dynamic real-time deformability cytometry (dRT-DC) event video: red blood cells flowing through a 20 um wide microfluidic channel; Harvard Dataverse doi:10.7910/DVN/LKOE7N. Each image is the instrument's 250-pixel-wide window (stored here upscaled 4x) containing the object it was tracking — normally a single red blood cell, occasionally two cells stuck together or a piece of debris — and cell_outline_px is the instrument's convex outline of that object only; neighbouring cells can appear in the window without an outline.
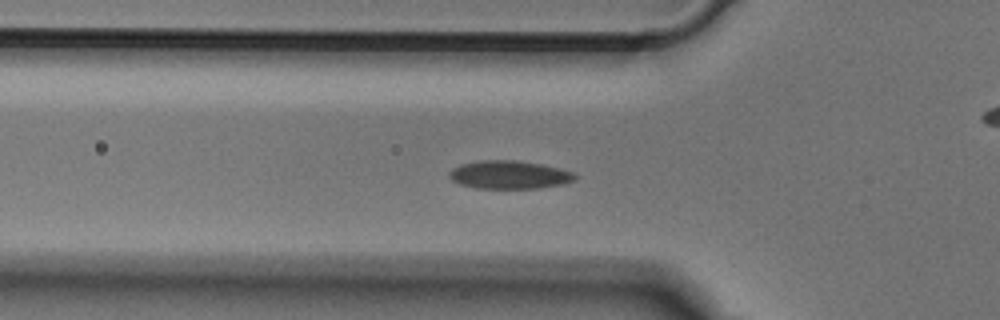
{"species": "Egyptian fruit bat (a non-hibernating species)", "species_latin": "Rousettus aegyptiacus", "temperature_condition": "cold", "stored_images_in_passage": 25, "camera_frame_rate_fps": 3000, "um_per_image_px": 0.085, "animal": {"sex": "male"}, "frame": {"image": 1, "passage_image": 5, "time_ms": 1.333, "image_size_px": [1000, 320], "cell_outline_px": [[576, 180], [564, 184], [540, 188], [476, 188], [460, 184], [452, 180], [448, 176], [448, 172], [452, 168], [460, 164], [480, 160], [516, 160], [540, 164], [560, 168], [572, 172], [576, 176]], "centroid_in_image_um": [43.27, 14.85], "position_along_channel_um": 82.5, "area_um2": 20.75}}
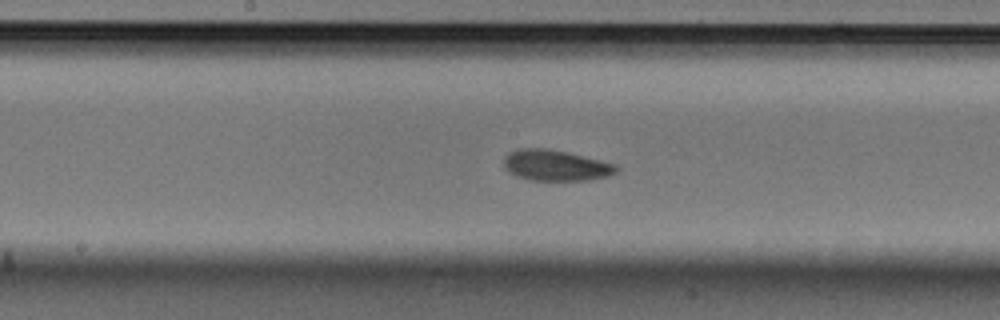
{"frame": {"image": 2, "passage_image": 14, "time_ms": 4.333, "image_size_px": [1000, 320], "cell_outline_px": [[620, 168], [616, 172], [608, 176], [588, 180], [532, 180], [516, 176], [508, 172], [504, 168], [504, 156], [508, 152], [516, 148], [548, 148], [568, 152], [616, 164]], "centroid_in_image_um": [47.21, 14.04], "position_along_channel_um": 201.0, "area_um2": 20.46}}
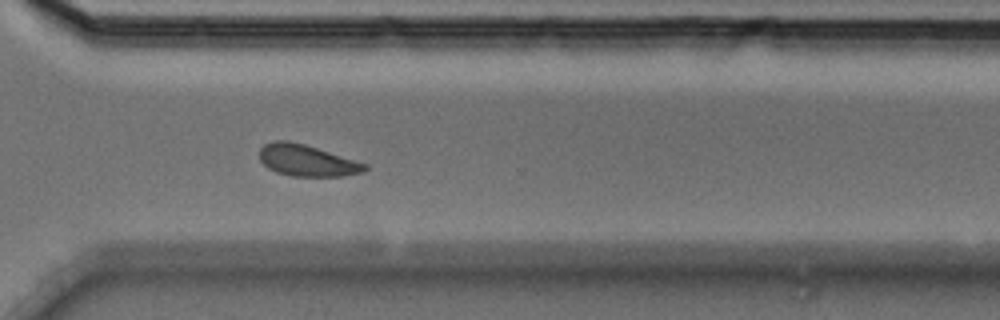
{"frame": {"image": 3, "passage_image": 25, "time_ms": 8.0, "image_size_px": [1000, 320], "cell_outline_px": [[368, 168], [364, 172], [344, 176], [292, 176], [276, 172], [268, 168], [260, 160], [260, 148], [264, 144], [272, 140], [288, 140], [304, 144], [368, 164]], "centroid_in_image_um": [26.08, 13.64], "position_along_channel_um": 344.5, "area_um2": 19.36}}